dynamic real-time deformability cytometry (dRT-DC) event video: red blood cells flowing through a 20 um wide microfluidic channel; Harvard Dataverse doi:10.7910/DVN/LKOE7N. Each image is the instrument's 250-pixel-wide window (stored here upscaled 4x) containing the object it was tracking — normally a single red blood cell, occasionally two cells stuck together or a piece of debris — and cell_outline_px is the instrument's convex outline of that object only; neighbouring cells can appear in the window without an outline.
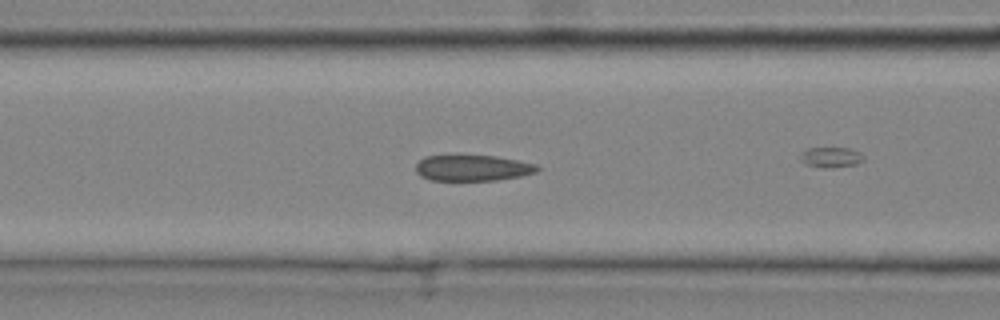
{"species": "common noctule bat (a hibernating species)", "species_latin": "Nyctalus noctula", "temperature_condition": "cold", "stored_images_in_passage": 29, "camera_frame_rate_fps": 3000, "um_per_image_px": 0.085, "animal": {"sex": "male", "body_mass_g": 20.4}, "frame": {"image": 1, "passage_image": 17, "time_ms": 5.333, "image_size_px": [1000, 320], "cell_outline_px": [[540, 168], [536, 172], [520, 176], [496, 180], [432, 180], [420, 176], [416, 172], [416, 164], [424, 156], [496, 156], [536, 164]], "centroid_in_image_um": [40.16, 14.28], "position_along_channel_um": 126.4, "area_um2": 18.15}}